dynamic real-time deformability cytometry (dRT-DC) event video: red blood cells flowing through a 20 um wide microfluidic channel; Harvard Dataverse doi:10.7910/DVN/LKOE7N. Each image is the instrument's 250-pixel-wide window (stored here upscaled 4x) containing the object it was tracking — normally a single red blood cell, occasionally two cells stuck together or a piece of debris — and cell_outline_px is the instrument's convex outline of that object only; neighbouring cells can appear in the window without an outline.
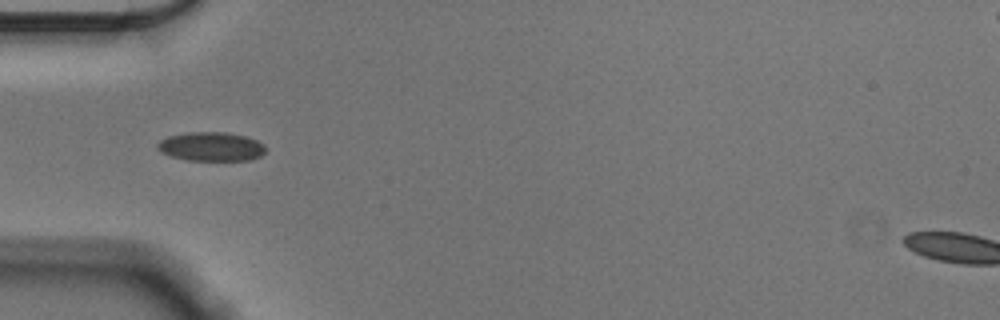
{"species": "Egyptian fruit bat (a non-hibernating species)", "species_latin": "Rousettus aegyptiacus", "temperature_condition": "cold", "stored_images_in_passage": 36, "camera_frame_rate_fps": 3000, "um_per_image_px": 0.085, "animal": {"sex": "male"}, "frame": {"image": 1, "passage_image": 3, "time_ms": 0.667, "image_size_px": [1000, 320], "cell_outline_px": [[268, 148], [260, 156], [252, 160], [188, 160], [172, 156], [160, 152], [156, 148], [156, 144], [160, 140], [168, 136], [192, 132], [224, 132], [244, 136], [256, 140], [264, 144]], "centroid_in_image_um": [17.96, 12.46], "position_along_channel_um": 67.0, "area_um2": 18.26}}
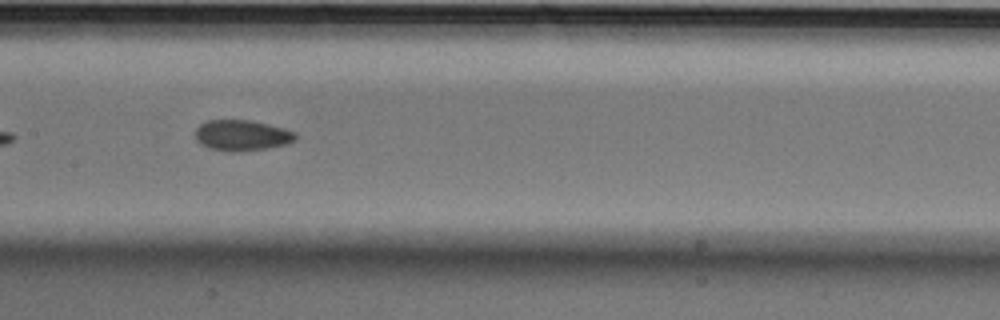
{"frame": {"image": 2, "passage_image": 13, "time_ms": 4.0, "image_size_px": [1000, 320], "cell_outline_px": [[296, 140], [288, 144], [268, 148], [240, 152], [228, 152], [208, 148], [200, 144], [196, 140], [196, 128], [200, 124], [208, 120], [248, 120], [268, 124], [284, 128], [296, 132]], "centroid_in_image_um": [20.57, 11.52], "position_along_channel_um": 186.8, "area_um2": 18.21}}
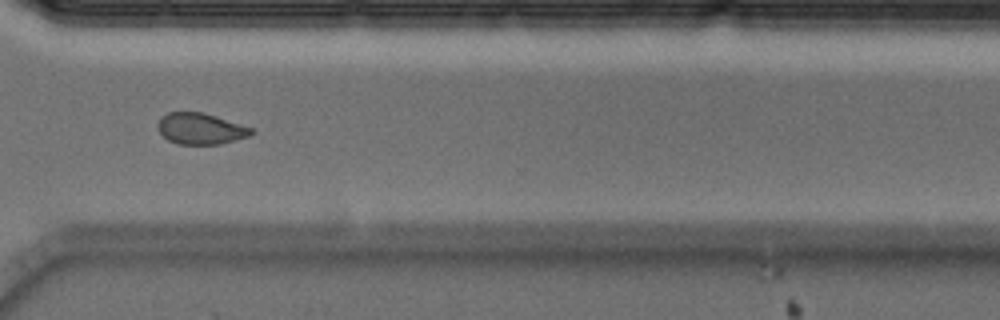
{"frame": {"image": 3, "passage_image": 27, "time_ms": 8.667, "image_size_px": [1000, 320], "cell_outline_px": [[256, 132], [252, 136], [220, 144], [176, 144], [168, 140], [156, 128], [156, 124], [160, 116], [168, 112], [204, 112], [252, 128]], "centroid_in_image_um": [17.04, 10.94], "position_along_channel_um": 353.6, "area_um2": 17.28}, "authors_computed_cell_mechanics": {"area_um2": 17.8024, "velocity_mm_per_s": 3.5736, "shape_relaxation_time_tau1_ms": 2.7058, "shape_relaxation_time_tau2_ms": 3.2593, "deformation_change_tau1": 0.0677, "deformation_change_tau2": 0.0705}}